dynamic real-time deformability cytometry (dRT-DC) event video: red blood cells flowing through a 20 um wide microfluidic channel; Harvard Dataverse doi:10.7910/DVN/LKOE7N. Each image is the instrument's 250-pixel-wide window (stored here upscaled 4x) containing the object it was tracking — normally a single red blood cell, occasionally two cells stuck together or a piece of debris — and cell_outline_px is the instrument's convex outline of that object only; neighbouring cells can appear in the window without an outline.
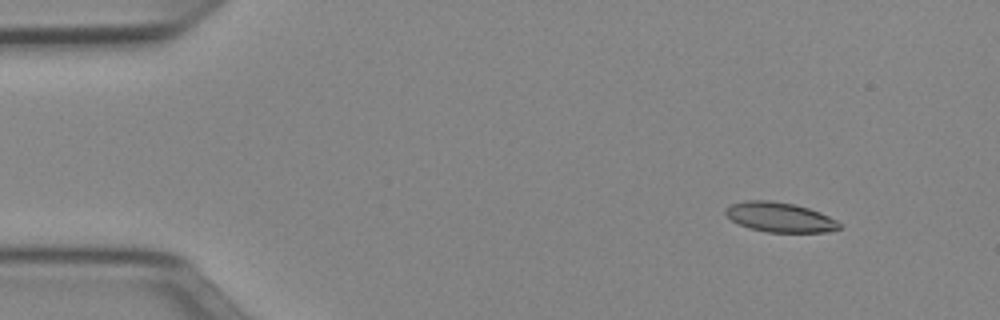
{"species": "Egyptian fruit bat (a non-hibernating species)", "species_latin": "Rousettus aegyptiacus", "temperature_condition": "cold", "stored_images_in_passage": 47, "camera_frame_rate_fps": 3000, "um_per_image_px": 0.085, "animal": {"sex": "female"}, "frame": {"image": 1, "passage_image": 1, "time_ms": 0.0, "image_size_px": [1000, 320], "cell_outline_px": [[840, 228], [824, 232], [768, 232], [748, 228], [732, 220], [724, 212], [724, 208], [732, 204], [744, 200], [772, 200], [792, 204], [808, 208], [820, 212], [836, 220], [840, 224]], "centroid_in_image_um": [66.25, 18.45], "position_along_channel_um": 18.8, "area_um2": 19.59}}
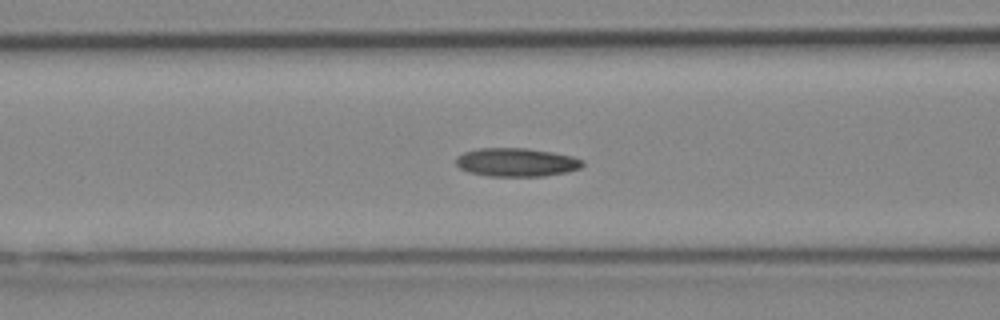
{"frame": {"image": 2, "passage_image": 16, "time_ms": 5.0, "image_size_px": [1000, 320], "cell_outline_px": [[584, 164], [580, 168], [568, 172], [544, 176], [488, 176], [468, 172], [460, 168], [456, 164], [456, 156], [464, 152], [480, 148], [528, 148], [552, 152], [572, 156], [584, 160]], "centroid_in_image_um": [43.91, 13.79], "position_along_channel_um": 122.7, "area_um2": 21.15}}
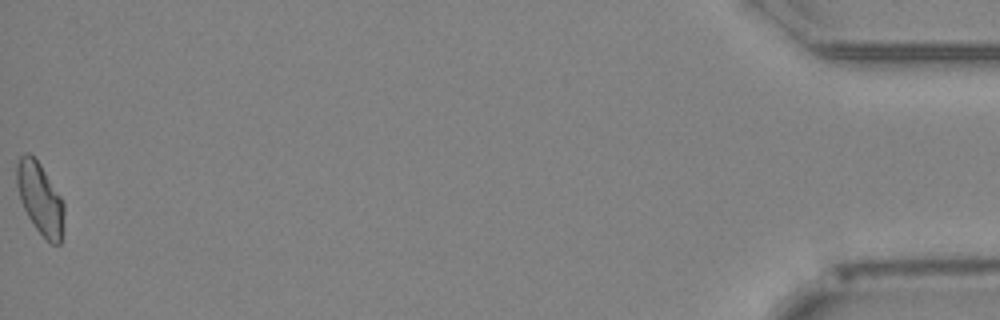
{"frame": {"image": 3, "passage_image": 47, "time_ms": 15.333, "image_size_px": [1000, 320], "cell_outline_px": [[64, 212], [60, 244], [52, 244], [36, 228], [28, 216], [20, 200], [16, 184], [16, 164], [20, 156], [24, 152], [28, 152], [40, 164], [60, 196], [64, 204]], "centroid_in_image_um": [3.38, 16.84], "position_along_channel_um": 431.8, "area_um2": 19.42}, "authors_computed_cell_mechanics": {"area_um2": 19.8832, "velocity_mm_per_s": 3.9546, "shape_relaxation_time_tau1_ms": null, "shape_relaxation_time_tau2_ms": 4.0403, "deformation_change_tau1": null, "deformation_change_tau2": 0.1064}}